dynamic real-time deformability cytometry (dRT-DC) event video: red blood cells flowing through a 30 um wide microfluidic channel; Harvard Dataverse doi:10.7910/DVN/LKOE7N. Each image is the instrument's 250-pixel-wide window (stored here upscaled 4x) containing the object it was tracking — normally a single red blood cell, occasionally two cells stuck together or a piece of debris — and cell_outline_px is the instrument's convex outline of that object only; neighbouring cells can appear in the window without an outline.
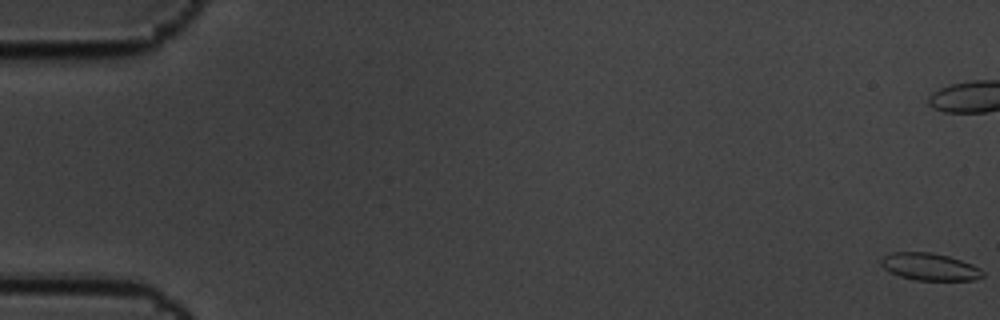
{"species": "common noctule bat (a hibernating species)", "species_latin": "Nyctalus noctula", "temperature_condition": "cold", "stored_images_in_passage": 6, "camera_frame_rate_fps": 3000, "um_per_image_px": 0.085, "animal": {"sex": "male", "body_mass_g": 19.5, "forearm_length_mm": 54.6}, "frame": {"image": 1, "passage_image": 1, "time_ms": 0.0, "image_size_px": [1000, 320], "cell_outline_px": [[984, 276], [976, 280], [916, 280], [900, 276], [888, 272], [880, 264], [880, 260], [884, 256], [892, 252], [932, 252], [948, 256], [972, 264], [980, 268], [984, 272]], "centroid_in_image_um": [79.02, 22.68], "position_along_channel_um": 6.0, "area_um2": 16.24}}